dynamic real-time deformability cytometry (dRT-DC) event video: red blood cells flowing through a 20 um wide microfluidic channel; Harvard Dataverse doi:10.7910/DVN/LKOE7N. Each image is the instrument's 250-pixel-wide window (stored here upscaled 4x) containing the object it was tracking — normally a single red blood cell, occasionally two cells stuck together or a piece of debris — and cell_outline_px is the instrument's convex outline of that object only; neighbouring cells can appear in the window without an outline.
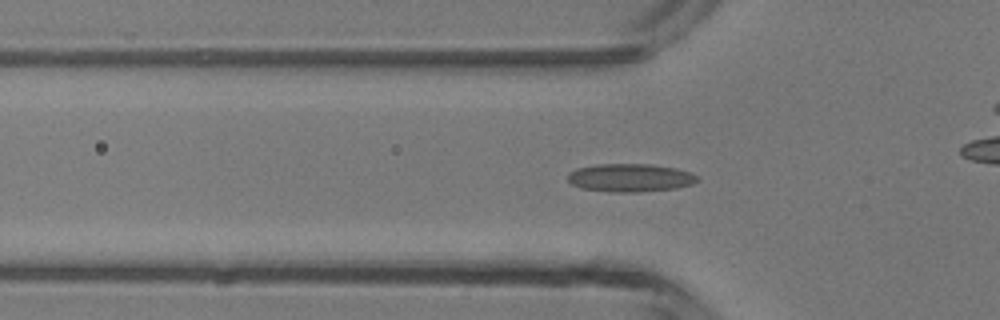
{"species": "common noctule bat (a hibernating species)", "species_latin": "Nyctalus noctula", "temperature_condition": "room temperature", "stored_images_in_passage": 46, "camera_frame_rate_fps": 3000, "um_per_image_px": 0.085, "animal": {"sex": "male", "body_mass_g": 13.3}, "frame": {"image": 1, "passage_image": 14, "time_ms": 4.333, "image_size_px": [1000, 320], "cell_outline_px": [[700, 180], [692, 184], [676, 188], [640, 192], [612, 192], [580, 188], [572, 184], [568, 180], [568, 172], [576, 168], [596, 164], [652, 164], [676, 168], [692, 172]], "centroid_in_image_um": [53.57, 15.1], "position_along_channel_um": 72.2, "area_um2": 21.44}}
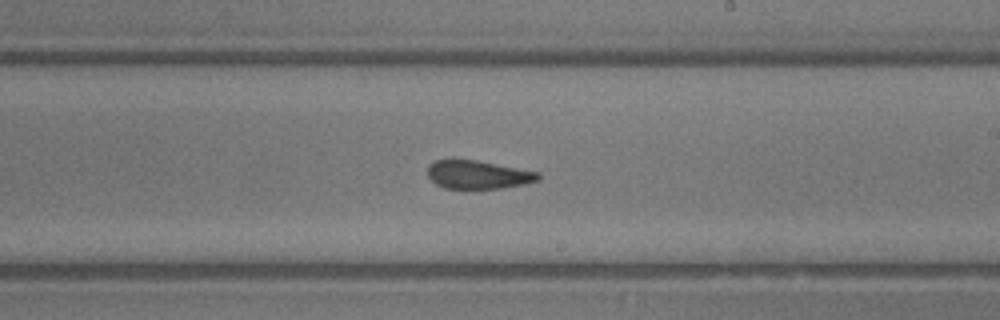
{"frame": {"image": 2, "passage_image": 26, "time_ms": 8.333, "image_size_px": [1000, 320], "cell_outline_px": [[540, 180], [524, 184], [500, 188], [444, 188], [436, 184], [428, 176], [428, 164], [436, 160], [452, 156], [476, 160], [540, 172]], "centroid_in_image_um": [40.58, 14.8], "position_along_channel_um": 248.4, "area_um2": 18.73}}
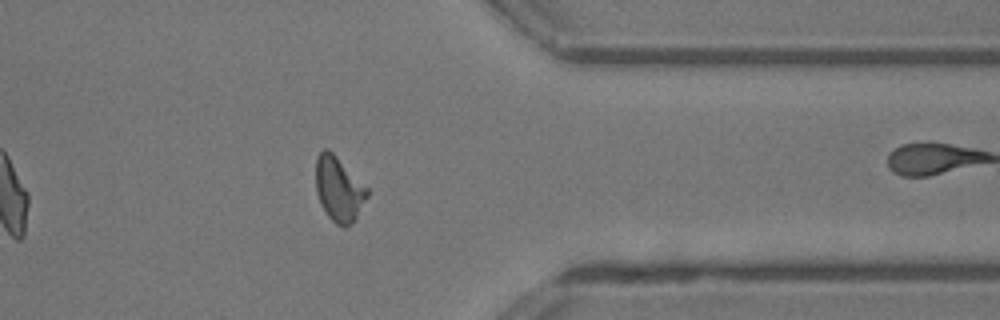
{"frame": {"image": 3, "passage_image": 36, "time_ms": 11.667, "image_size_px": [1000, 320], "cell_outline_px": [[368, 196], [356, 220], [344, 228], [336, 224], [328, 216], [316, 192], [316, 156], [324, 148], [328, 148], [368, 188]], "centroid_in_image_um": [28.81, 16.08], "position_along_channel_um": 382.6, "area_um2": 19.31}, "authors_computed_cell_mechanics": {"area_um2": 19.2185, "velocity_mm_per_s": 4.3794, "shape_relaxation_time_tau1_ms": null, "shape_relaxation_time_tau2_ms": 1.7427, "deformation_change_tau1": null, "deformation_change_tau2": 0.1045}}